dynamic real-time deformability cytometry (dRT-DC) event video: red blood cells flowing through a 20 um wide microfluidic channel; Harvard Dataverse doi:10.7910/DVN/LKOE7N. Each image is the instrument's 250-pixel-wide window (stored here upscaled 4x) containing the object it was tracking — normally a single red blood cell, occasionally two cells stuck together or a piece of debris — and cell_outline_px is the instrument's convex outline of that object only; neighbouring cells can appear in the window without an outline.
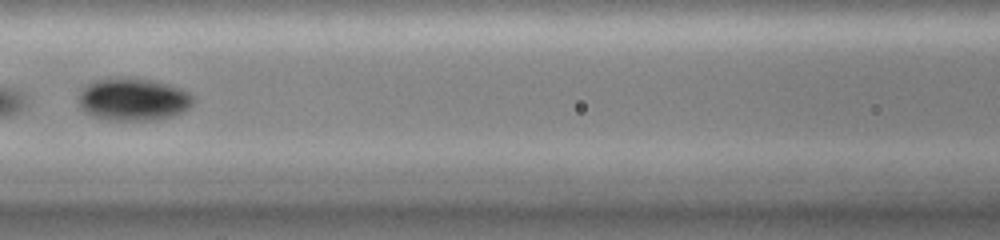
{"species": "common noctule bat (a hibernating species)", "species_latin": "Nyctalus noctula", "temperature_condition": "cold", "stored_images_in_passage": 5, "camera_frame_rate_fps": 3000, "um_per_image_px": 0.085, "animal": {"sex": "female", "body_mass_g": 19.0, "forearm_length_mm": 51.5}, "frame": {"image": 1, "passage_image": 4, "time_ms": 3.667, "image_size_px": [1000, 240], "cell_outline_px": [[196, 100], [184, 112], [172, 116], [152, 120], [104, 120], [92, 116], [84, 112], [76, 104], [80, 92], [84, 84], [96, 80], [120, 76], [124, 76], [156, 80], [172, 84], [196, 96]], "centroid_in_image_um": [11.31, 8.42], "position_along_channel_um": 155.3, "area_um2": 29.48}}
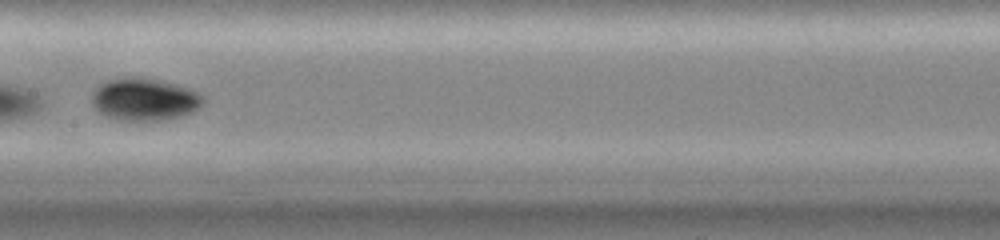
{"frame": {"image": 2, "passage_image": 5, "time_ms": 4.667, "image_size_px": [1000, 240], "cell_outline_px": [[204, 104], [192, 112], [184, 116], [160, 120], [120, 120], [104, 116], [96, 112], [92, 104], [92, 92], [100, 84], [108, 80], [136, 76], [176, 84], [192, 88], [204, 96]], "centroid_in_image_um": [12.28, 8.45], "position_along_channel_um": 195.1, "area_um2": 27.8}}